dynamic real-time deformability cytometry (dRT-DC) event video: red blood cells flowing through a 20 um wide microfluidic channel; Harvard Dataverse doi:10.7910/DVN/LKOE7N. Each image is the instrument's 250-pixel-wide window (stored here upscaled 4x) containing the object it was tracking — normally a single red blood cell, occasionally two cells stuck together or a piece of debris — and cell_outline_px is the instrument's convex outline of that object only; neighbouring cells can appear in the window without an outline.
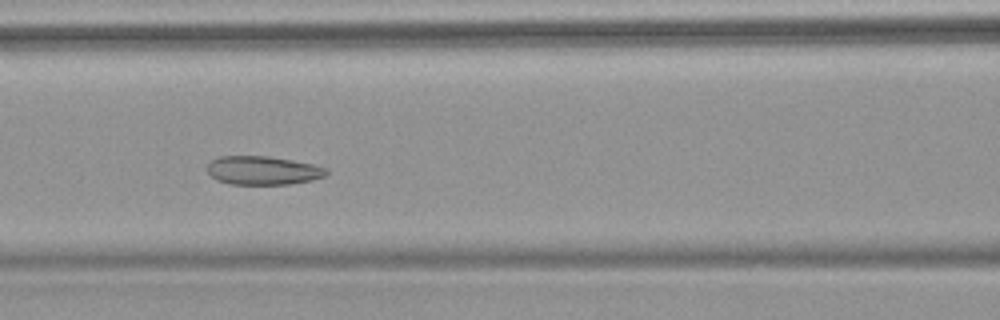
{"species": "common noctule bat (a hibernating species)", "species_latin": "Nyctalus noctula", "temperature_condition": "warm", "stored_images_in_passage": 7, "camera_frame_rate_fps": 3000, "um_per_image_px": 0.085, "animal": {"sex": "female", "body_mass_g": 18.4}, "frame": {"image": 1, "passage_image": 6, "time_ms": 6.667, "image_size_px": [1000, 320], "cell_outline_px": [[328, 172], [324, 176], [312, 180], [288, 184], [228, 184], [216, 180], [208, 172], [208, 164], [212, 160], [220, 156], [268, 156], [292, 160], [312, 164], [328, 168]], "centroid_in_image_um": [22.34, 14.49], "position_along_channel_um": 144.3, "area_um2": 19.83}}
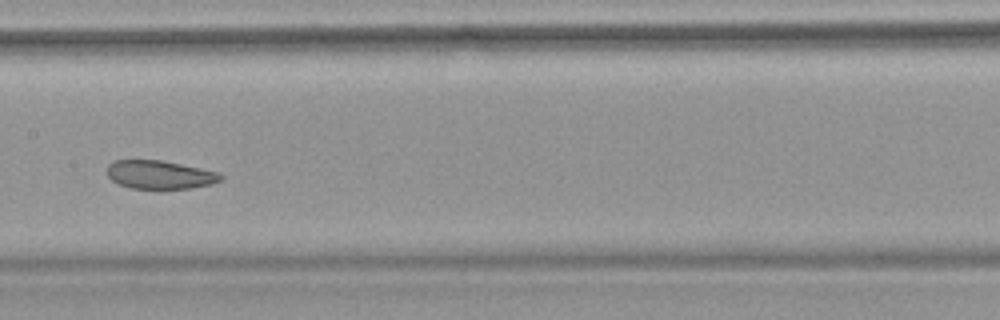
{"frame": {"image": 2, "passage_image": 7, "time_ms": 8.0, "image_size_px": [1000, 320], "cell_outline_px": [[224, 176], [220, 180], [212, 184], [192, 188], [132, 188], [120, 184], [112, 180], [108, 176], [108, 164], [112, 160], [160, 160], [220, 172]], "centroid_in_image_um": [13.6, 14.84], "position_along_channel_um": 193.8, "area_um2": 18.67}}